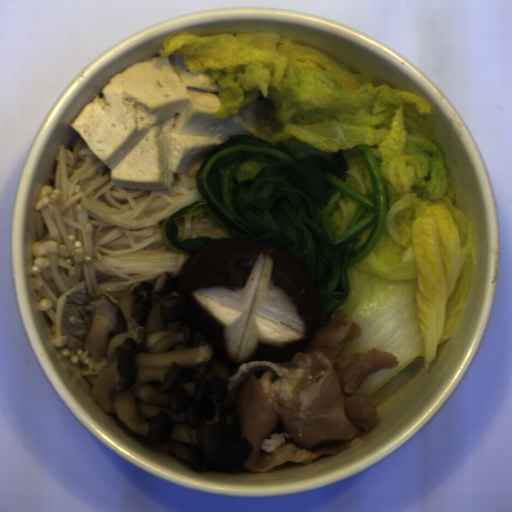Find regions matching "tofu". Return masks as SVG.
I'll list each match as a JSON object with an SVG mask.
<instances>
[{
	"label": "tofu",
	"mask_w": 512,
	"mask_h": 512,
	"mask_svg": "<svg viewBox=\"0 0 512 512\" xmlns=\"http://www.w3.org/2000/svg\"><path fill=\"white\" fill-rule=\"evenodd\" d=\"M208 72L160 55L115 74L71 122L118 188L169 189L177 173L233 136L258 138L257 101L215 119Z\"/></svg>",
	"instance_id": "tofu-1"
}]
</instances>
